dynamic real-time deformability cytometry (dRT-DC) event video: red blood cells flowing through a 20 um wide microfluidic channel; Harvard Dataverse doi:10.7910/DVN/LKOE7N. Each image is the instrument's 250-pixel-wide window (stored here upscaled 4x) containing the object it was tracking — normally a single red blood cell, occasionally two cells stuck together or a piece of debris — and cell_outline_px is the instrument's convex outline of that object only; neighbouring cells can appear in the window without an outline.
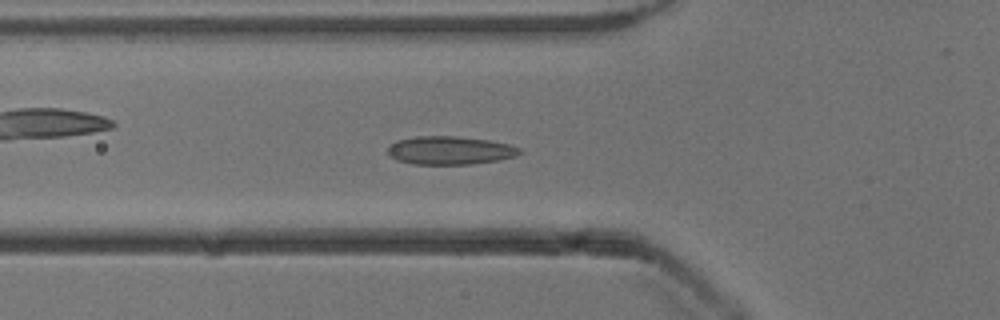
{"species": "common noctule bat (a hibernating species)", "species_latin": "Nyctalus noctula", "temperature_condition": "cold", "stored_images_in_passage": 52, "camera_frame_rate_fps": 3000, "um_per_image_px": 0.085, "animal": {"sex": "male", "body_mass_g": 13.3}, "frame": {"image": 1, "passage_image": 18, "time_ms": 5.667, "image_size_px": [1000, 320], "cell_outline_px": [[520, 152], [516, 156], [496, 160], [472, 164], [412, 164], [396, 160], [388, 156], [388, 144], [396, 140], [416, 136], [456, 136], [488, 140], [508, 144], [520, 148]], "centroid_in_image_um": [38.17, 12.78], "position_along_channel_um": 87.6, "area_um2": 21.79}}
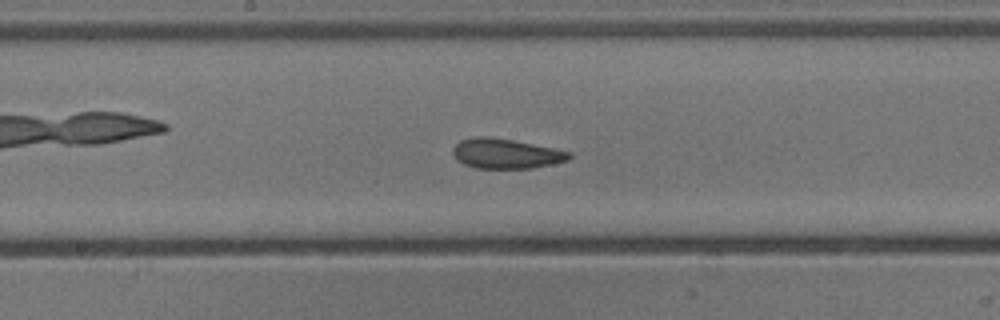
{"frame": {"image": 2, "passage_image": 27, "time_ms": 8.667, "image_size_px": [1000, 320], "cell_outline_px": [[572, 156], [568, 160], [552, 164], [532, 168], [476, 168], [464, 164], [456, 160], [452, 152], [452, 148], [460, 140], [472, 136], [488, 136], [512, 140], [572, 152]], "centroid_in_image_um": [42.96, 13.05], "position_along_channel_um": 205.2, "area_um2": 20.29}}
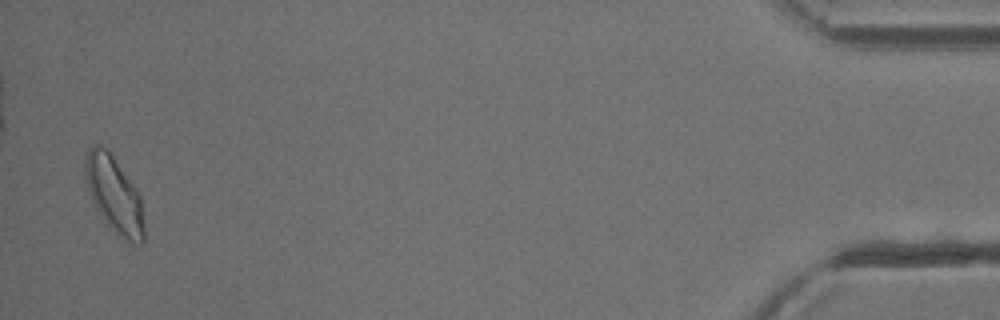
{"frame": {"image": 3, "passage_image": 51, "time_ms": 16.667, "image_size_px": [1000, 320], "cell_outline_px": [[144, 244], [132, 244], [116, 236], [104, 220], [96, 208], [92, 200], [84, 176], [84, 160], [88, 148], [92, 144], [100, 144], [112, 156], [140, 196], [144, 224]], "centroid_in_image_um": [9.69, 16.6], "position_along_channel_um": 425.5, "area_um2": 26.13}, "authors_computed_cell_mechanics": {"area_um2": 21.1548, "velocity_mm_per_s": 3.8932, "shape_relaxation_time_tau1_ms": 10.8368, "shape_relaxation_time_tau2_ms": 1.9166, "deformation_change_tau1": 0.173, "deformation_change_tau2": 0.0769}}